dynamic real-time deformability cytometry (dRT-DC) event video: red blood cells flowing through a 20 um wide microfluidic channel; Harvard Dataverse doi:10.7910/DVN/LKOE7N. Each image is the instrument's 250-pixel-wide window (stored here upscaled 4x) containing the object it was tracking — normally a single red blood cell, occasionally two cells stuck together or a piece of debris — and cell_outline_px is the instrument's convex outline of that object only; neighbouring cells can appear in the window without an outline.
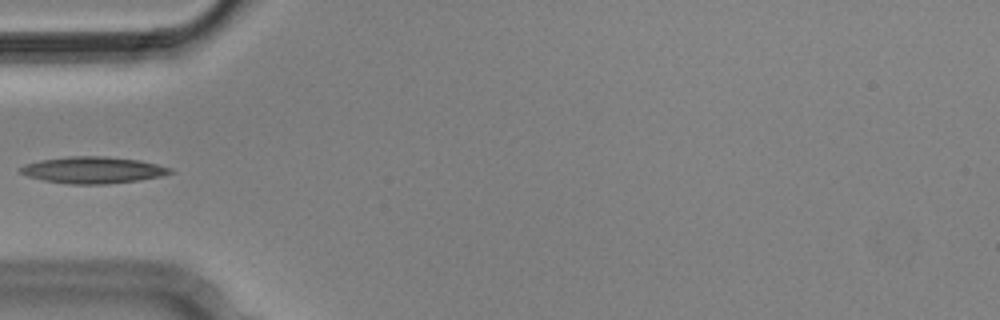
{"species": "Egyptian fruit bat (a non-hibernating species)", "species_latin": "Rousettus aegyptiacus", "temperature_condition": "cold", "stored_images_in_passage": 5, "camera_frame_rate_fps": 3000, "um_per_image_px": 0.085, "animal": {"sex": "male"}, "frame": {"image": 1, "passage_image": 4, "time_ms": 1.0, "image_size_px": [1000, 320], "cell_outline_px": [[176, 172], [160, 176], [140, 180], [104, 184], [68, 184], [44, 180], [28, 176], [20, 172], [16, 168], [24, 164], [40, 160], [68, 156], [104, 156], [140, 160], [172, 168]], "centroid_in_image_um": [7.89, 14.45], "position_along_channel_um": 77.1, "area_um2": 23.35}}